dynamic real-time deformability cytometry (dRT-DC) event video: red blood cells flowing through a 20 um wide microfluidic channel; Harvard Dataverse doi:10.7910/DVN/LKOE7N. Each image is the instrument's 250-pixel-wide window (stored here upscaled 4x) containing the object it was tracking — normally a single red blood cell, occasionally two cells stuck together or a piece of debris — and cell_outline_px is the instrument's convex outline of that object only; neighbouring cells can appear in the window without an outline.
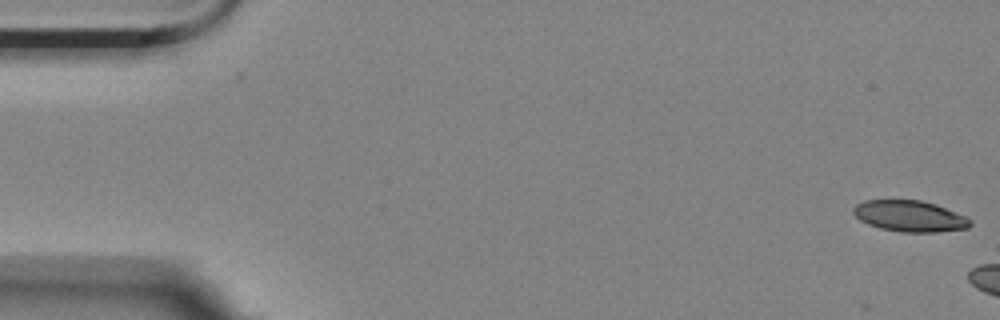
{"species": "Egyptian fruit bat (a non-hibernating species)", "species_latin": "Rousettus aegyptiacus", "temperature_condition": "room temperature", "stored_images_in_passage": 3, "camera_frame_rate_fps": 3000, "um_per_image_px": 0.085, "animal": {"sex": "female"}, "frame": {"image": 1, "passage_image": 3, "time_ms": 0.667, "image_size_px": [1000, 320], "cell_outline_px": [[972, 224], [968, 228], [936, 232], [900, 232], [880, 228], [868, 224], [860, 220], [852, 212], [852, 208], [856, 204], [864, 200], [920, 200], [936, 204], [968, 216], [972, 220]], "centroid_in_image_um": [77.35, 18.37], "position_along_channel_um": 7.6, "area_um2": 21.44}}